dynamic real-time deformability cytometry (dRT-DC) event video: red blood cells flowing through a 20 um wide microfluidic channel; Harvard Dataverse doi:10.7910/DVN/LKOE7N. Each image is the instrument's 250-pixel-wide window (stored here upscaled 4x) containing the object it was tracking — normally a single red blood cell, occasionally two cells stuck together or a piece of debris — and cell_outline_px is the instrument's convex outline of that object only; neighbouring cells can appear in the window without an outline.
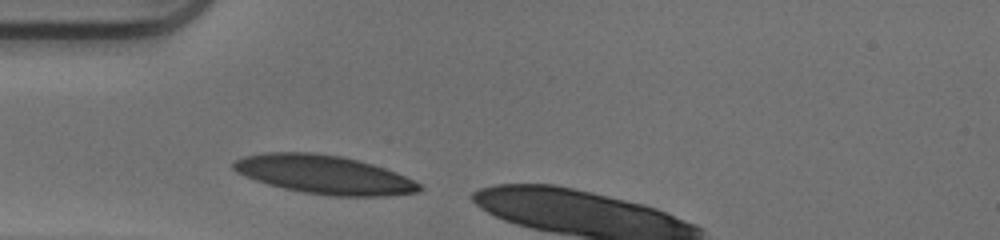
{"species": "human", "species_latin": "Homo sapiens", "temperature_condition": "warm", "stored_images_in_passage": 15, "camera_frame_rate_fps": 3000, "um_per_image_px": 0.085, "donor": {"sex": "male"}, "frame": {"image": 1, "passage_image": 1, "time_ms": 0.0, "image_size_px": [1000, 240], "cell_outline_px": [[424, 188], [420, 192], [388, 196], [328, 196], [304, 192], [284, 188], [268, 184], [244, 176], [236, 172], [232, 168], [232, 164], [236, 160], [244, 156], [264, 152], [312, 152], [340, 156], [372, 164], [396, 172], [420, 184]], "centroid_in_image_um": [27.54, 14.84], "position_along_channel_um": 57.5, "area_um2": 41.79}}
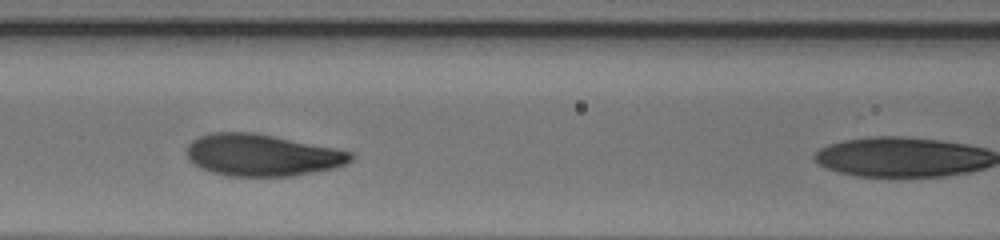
{"frame": {"image": 2, "passage_image": 8, "time_ms": 2.333, "image_size_px": [1000, 240], "cell_outline_px": [[352, 160], [344, 164], [332, 168], [292, 176], [228, 176], [212, 172], [200, 168], [188, 160], [188, 144], [192, 140], [208, 132], [256, 132], [336, 148], [352, 152]], "centroid_in_image_um": [22.24, 13.17], "position_along_channel_um": 144.4, "area_um2": 40.06}}
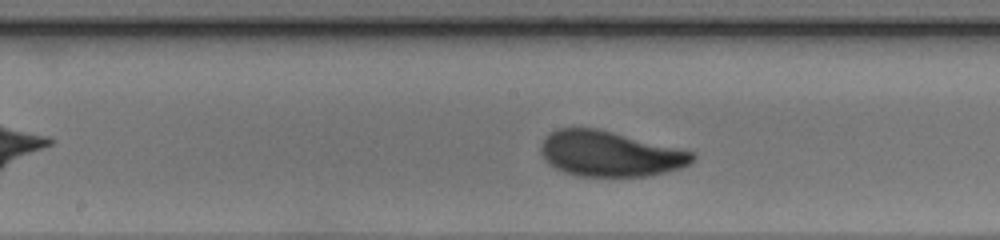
{"frame": {"image": 3, "passage_image": 12, "time_ms": 3.667, "image_size_px": [1000, 240], "cell_outline_px": [[696, 160], [692, 164], [680, 168], [648, 176], [580, 176], [564, 172], [548, 164], [544, 160], [540, 152], [540, 144], [544, 136], [548, 132], [556, 128], [596, 128], [692, 152], [696, 156]], "centroid_in_image_um": [51.78, 13.07], "position_along_channel_um": 196.4, "area_um2": 40.06}}